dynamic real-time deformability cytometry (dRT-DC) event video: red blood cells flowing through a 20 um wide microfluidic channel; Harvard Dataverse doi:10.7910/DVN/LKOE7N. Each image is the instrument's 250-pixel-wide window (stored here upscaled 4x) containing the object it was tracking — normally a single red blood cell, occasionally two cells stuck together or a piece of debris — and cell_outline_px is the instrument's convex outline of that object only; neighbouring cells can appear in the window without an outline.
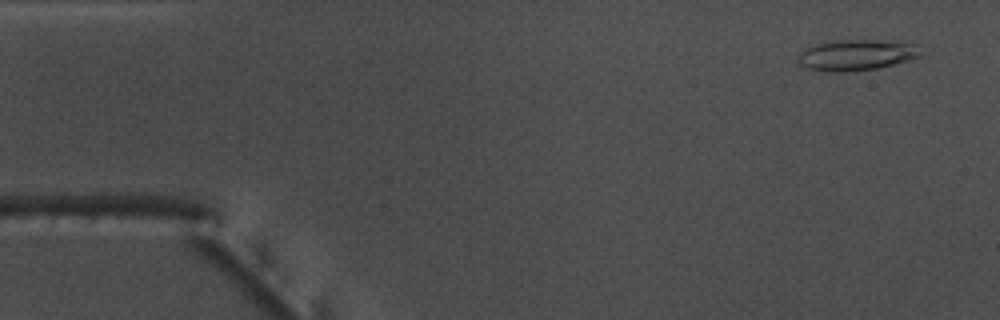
{"species": "common noctule bat (a hibernating species)", "species_latin": "Nyctalus noctula", "temperature_condition": "warm", "stored_images_in_passage": 46, "camera_frame_rate_fps": 3000, "um_per_image_px": 0.085, "animal": {"sex": "male", "body_mass_g": 17.5, "forearm_length_mm": 52.3}, "frame": {"image": 1, "passage_image": 1, "time_ms": 0.0, "image_size_px": [1000, 320], "cell_outline_px": [[920, 56], [908, 60], [876, 68], [840, 72], [808, 68], [800, 64], [800, 52], [804, 48], [816, 44], [836, 40], [908, 40], [912, 44]], "centroid_in_image_um": [72.8, 4.64], "position_along_channel_um": 12.2, "area_um2": 21.62}}
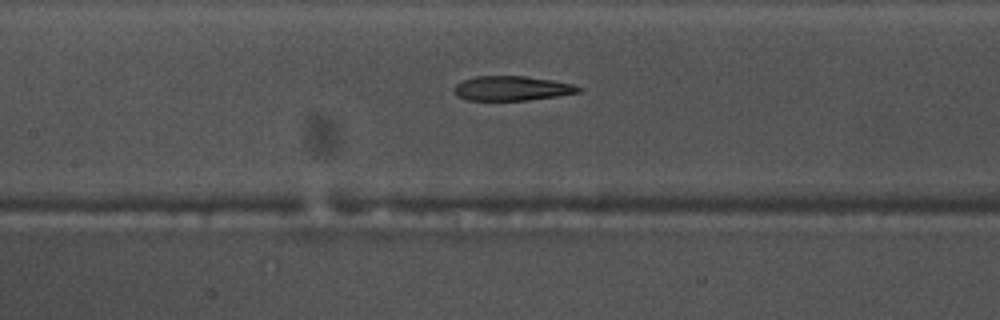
{"frame": {"image": 2, "passage_image": 22, "time_ms": 7.0, "image_size_px": [1000, 320], "cell_outline_px": [[584, 88], [580, 92], [556, 96], [528, 100], [468, 100], [456, 96], [452, 88], [456, 84], [464, 80], [476, 76], [524, 76], [572, 84]], "centroid_in_image_um": [43.47, 7.51], "position_along_channel_um": 163.9, "area_um2": 17.69}}
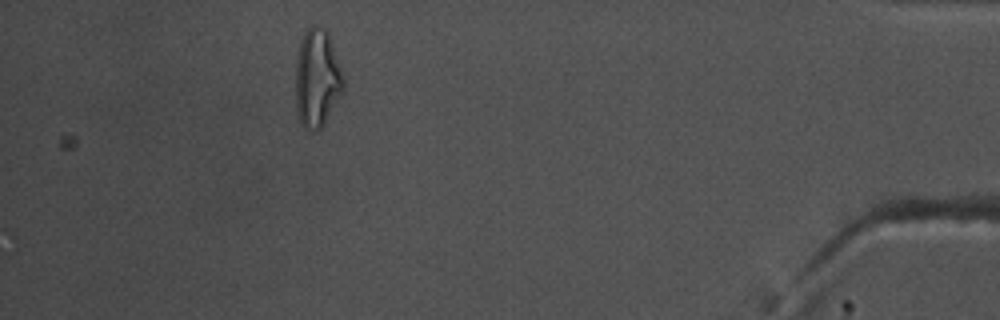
{"frame": {"image": 3, "passage_image": 46, "time_ms": 15.0, "image_size_px": [1000, 320], "cell_outline_px": [[344, 88], [320, 128], [304, 128], [300, 120], [296, 108], [296, 60], [300, 40], [304, 32], [312, 24], [316, 24], [324, 28], [328, 32], [332, 40], [344, 80]], "centroid_in_image_um": [26.94, 6.55], "position_along_channel_um": 408.3, "area_um2": 26.99}, "authors_computed_cell_mechanics": {"area_um2": 19.0451, "velocity_mm_per_s": 3.7937, "shape_relaxation_time_tau1_ms": null, "shape_relaxation_time_tau2_ms": 4.1143, "deformation_change_tau1": null, "deformation_change_tau2": 0.1515}}